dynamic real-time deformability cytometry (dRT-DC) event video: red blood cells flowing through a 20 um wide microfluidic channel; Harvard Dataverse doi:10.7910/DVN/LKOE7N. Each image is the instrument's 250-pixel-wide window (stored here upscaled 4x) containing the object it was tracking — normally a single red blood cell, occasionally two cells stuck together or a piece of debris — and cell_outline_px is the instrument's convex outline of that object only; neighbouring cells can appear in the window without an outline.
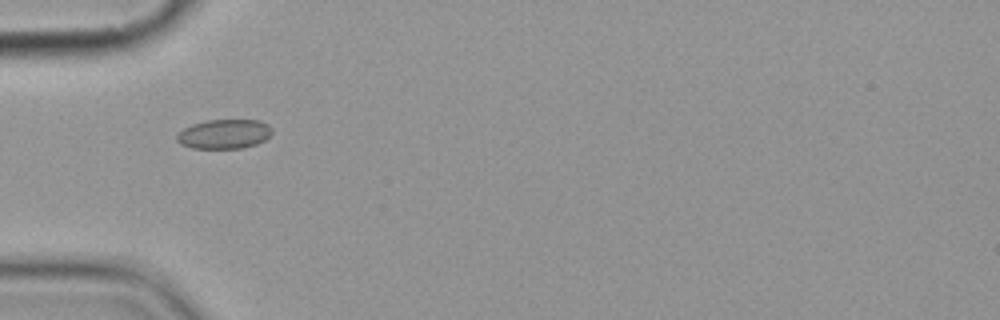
{"species": "common noctule bat (a hibernating species)", "species_latin": "Nyctalus noctula", "temperature_condition": "cold", "stored_images_in_passage": 5, "camera_frame_rate_fps": 3000, "um_per_image_px": 0.085, "animal": {"sex": "female", "body_mass_g": 19.9}, "frame": {"image": 1, "passage_image": 4, "time_ms": 4.333, "image_size_px": [1000, 320], "cell_outline_px": [[272, 132], [264, 140], [256, 144], [244, 148], [192, 148], [180, 144], [176, 140], [176, 132], [192, 124], [208, 120], [260, 120], [268, 124], [272, 128]], "centroid_in_image_um": [19.03, 11.39], "position_along_channel_um": 66.0, "area_um2": 16.42}}
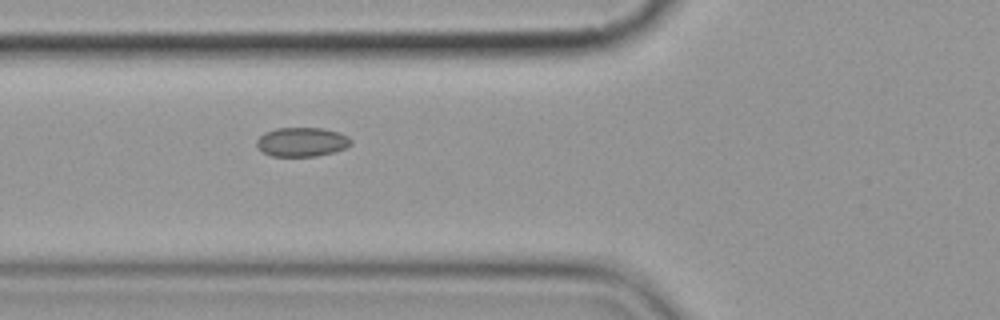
{"frame": {"image": 2, "passage_image": 5, "time_ms": 5.333, "image_size_px": [1000, 320], "cell_outline_px": [[352, 144], [344, 148], [332, 152], [316, 156], [272, 156], [264, 152], [256, 144], [256, 140], [264, 132], [276, 128], [324, 128], [340, 132], [348, 136], [352, 140]], "centroid_in_image_um": [25.67, 12.05], "position_along_channel_um": 100.1, "area_um2": 16.01}}